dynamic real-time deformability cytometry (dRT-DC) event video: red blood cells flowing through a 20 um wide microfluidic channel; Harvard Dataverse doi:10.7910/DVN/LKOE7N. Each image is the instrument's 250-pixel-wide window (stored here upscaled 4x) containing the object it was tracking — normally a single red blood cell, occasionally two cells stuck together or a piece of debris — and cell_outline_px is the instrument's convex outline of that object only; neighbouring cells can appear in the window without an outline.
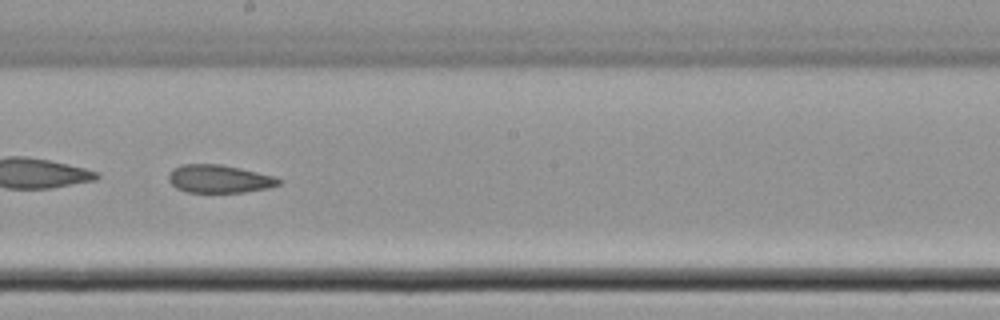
{"species": "common noctule bat (a hibernating species)", "species_latin": "Nyctalus noctula", "temperature_condition": "cold", "stored_images_in_passage": 51, "camera_frame_rate_fps": 3000, "um_per_image_px": 0.085, "animal": {"sex": "female", "body_mass_g": 22.7, "forearm_length_mm": 54.2}, "frame": {"image": 1, "passage_image": 30, "time_ms": 9.667, "image_size_px": [1000, 320], "cell_outline_px": [[284, 180], [280, 184], [268, 188], [244, 192], [188, 192], [176, 188], [168, 180], [168, 172], [172, 168], [180, 164], [224, 164], [276, 176]], "centroid_in_image_um": [18.64, 15.19], "position_along_channel_um": 229.6, "area_um2": 18.32}}